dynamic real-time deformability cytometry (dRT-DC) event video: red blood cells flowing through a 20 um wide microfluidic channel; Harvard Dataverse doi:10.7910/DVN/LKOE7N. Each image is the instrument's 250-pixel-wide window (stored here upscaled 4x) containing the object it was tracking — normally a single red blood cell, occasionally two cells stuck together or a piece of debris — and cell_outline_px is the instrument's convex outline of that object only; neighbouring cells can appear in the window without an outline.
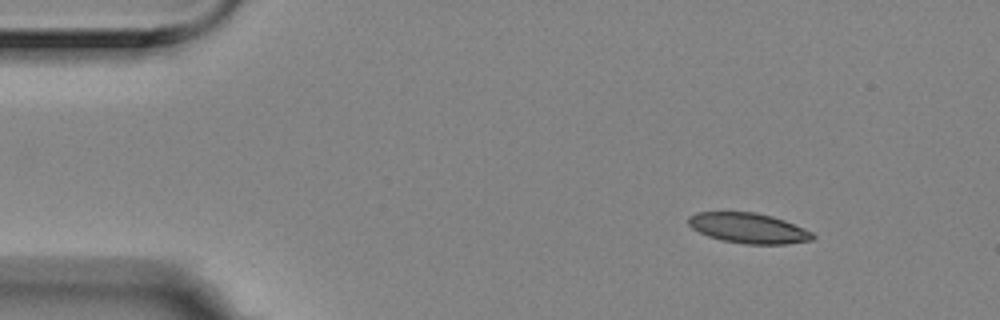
{"species": "Egyptian fruit bat (a non-hibernating species)", "species_latin": "Rousettus aegyptiacus", "temperature_condition": "room temperature", "stored_images_in_passage": 5, "camera_frame_rate_fps": 3000, "um_per_image_px": 0.085, "animal": {"sex": "female"}, "frame": {"image": 1, "passage_image": 1, "time_ms": 0.0, "image_size_px": [1000, 320], "cell_outline_px": [[816, 236], [812, 240], [788, 244], [744, 244], [720, 240], [708, 236], [692, 228], [688, 224], [688, 216], [696, 212], [756, 212], [772, 216], [784, 220], [804, 228], [812, 232]], "centroid_in_image_um": [63.62, 19.39], "position_along_channel_um": 21.4, "area_um2": 22.02}}
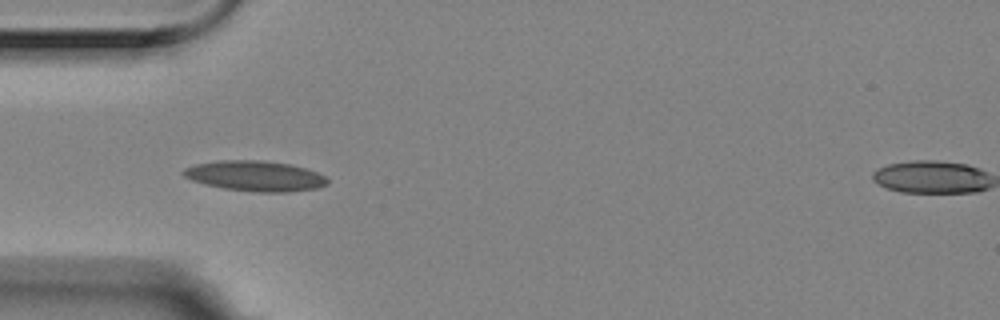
{"frame": {"image": 2, "passage_image": 4, "time_ms": 1.0, "image_size_px": [1000, 320], "cell_outline_px": [[328, 184], [316, 188], [288, 192], [252, 192], [224, 188], [204, 184], [192, 180], [184, 176], [180, 172], [184, 168], [196, 164], [220, 160], [260, 160], [288, 164], [304, 168], [316, 172], [324, 176], [328, 180]], "centroid_in_image_um": [21.65, 14.96], "position_along_channel_um": 63.3, "area_um2": 25.37}}
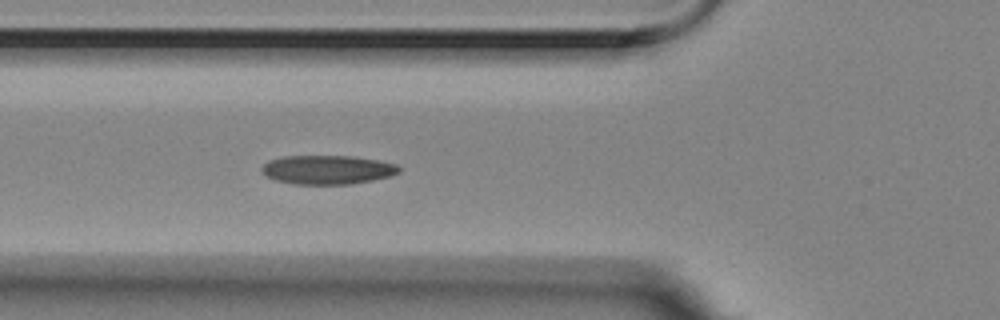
{"frame": {"image": 3, "passage_image": 5, "time_ms": 1.333, "image_size_px": [1000, 320], "cell_outline_px": [[400, 172], [392, 176], [372, 180], [348, 184], [296, 184], [276, 180], [268, 176], [260, 168], [268, 160], [284, 156], [352, 156], [380, 160], [396, 164], [400, 168]], "centroid_in_image_um": [27.87, 14.42], "position_along_channel_um": 97.9, "area_um2": 23.12}}